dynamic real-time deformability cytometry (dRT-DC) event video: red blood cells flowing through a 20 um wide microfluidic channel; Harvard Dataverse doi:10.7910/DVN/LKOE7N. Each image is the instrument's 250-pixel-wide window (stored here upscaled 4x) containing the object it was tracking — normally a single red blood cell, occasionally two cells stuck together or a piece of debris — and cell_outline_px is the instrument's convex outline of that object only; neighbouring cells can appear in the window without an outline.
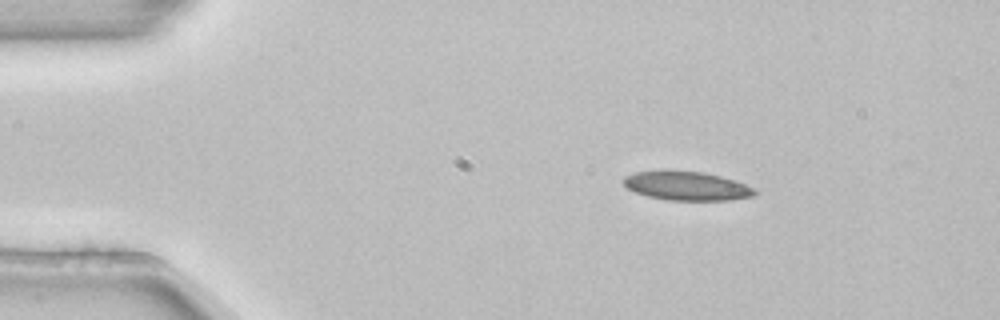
{"species": "common noctule bat (a hibernating species)", "species_latin": "Nyctalus noctula", "temperature_condition": "room temperature", "stored_images_in_passage": 2, "camera_frame_rate_fps": 3000, "um_per_image_px": 0.085, "animal": {"sex": "female", "body_mass_g": 22.7, "forearm_length_mm": 54.2}, "frame": {"image": 1, "passage_image": 1, "time_ms": 0.0, "image_size_px": [1000, 320], "cell_outline_px": [[756, 196], [728, 200], [668, 200], [648, 196], [636, 192], [628, 188], [624, 184], [624, 176], [636, 172], [704, 172], [736, 180], [752, 188], [756, 192]], "centroid_in_image_um": [58.42, 15.82], "position_along_channel_um": 26.6, "area_um2": 21.5}}